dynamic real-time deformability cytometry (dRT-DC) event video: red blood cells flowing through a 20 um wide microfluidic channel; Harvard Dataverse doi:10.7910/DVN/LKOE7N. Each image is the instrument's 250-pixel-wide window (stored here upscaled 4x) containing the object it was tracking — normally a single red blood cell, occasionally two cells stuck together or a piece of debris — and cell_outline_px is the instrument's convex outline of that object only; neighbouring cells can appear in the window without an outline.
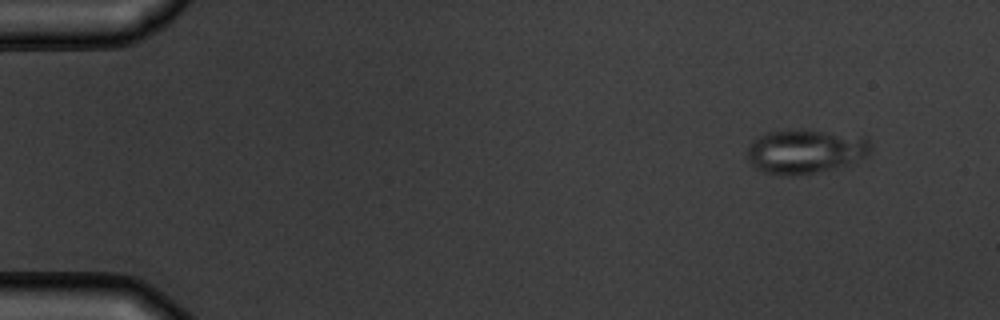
{"species": "common noctule bat (a hibernating species)", "species_latin": "Nyctalus noctula", "temperature_condition": "warm", "stored_images_in_passage": 5, "camera_frame_rate_fps": 3000, "um_per_image_px": 0.085, "animal": {"sex": "male", "body_mass_g": 19.5, "forearm_length_mm": 54.6}, "frame": {"image": 1, "passage_image": 1, "time_ms": 0.0, "image_size_px": [1000, 320], "cell_outline_px": [[872, 152], [848, 164], [816, 172], [792, 176], [780, 176], [764, 172], [756, 168], [748, 160], [748, 148], [752, 140], [768, 132], [788, 128], [804, 128], [868, 136], [872, 144]], "centroid_in_image_um": [68.48, 12.82], "position_along_channel_um": 16.5, "area_um2": 32.54}}